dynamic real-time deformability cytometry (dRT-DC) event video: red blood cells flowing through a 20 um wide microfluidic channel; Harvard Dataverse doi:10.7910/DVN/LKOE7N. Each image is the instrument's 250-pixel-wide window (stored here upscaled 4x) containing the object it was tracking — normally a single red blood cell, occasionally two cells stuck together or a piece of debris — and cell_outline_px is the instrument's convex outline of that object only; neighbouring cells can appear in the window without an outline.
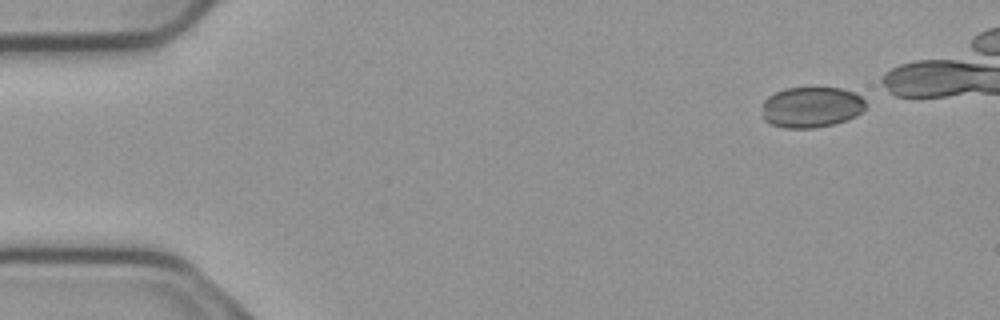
{"species": "common noctule bat (a hibernating species)", "species_latin": "Nyctalus noctula", "temperature_condition": "cold", "stored_images_in_passage": 6, "camera_frame_rate_fps": 3000, "um_per_image_px": 0.085, "animal": {"sex": "male", "body_mass_g": 23.1, "forearm_length_mm": 52.7}, "frame": {"image": 1, "passage_image": 1, "time_ms": 0.0, "image_size_px": [1000, 320], "cell_outline_px": [[864, 108], [856, 116], [832, 124], [816, 128], [784, 128], [772, 124], [764, 120], [764, 100], [768, 96], [784, 88], [840, 88], [852, 92], [860, 96], [864, 100]], "centroid_in_image_um": [68.95, 9.11], "position_along_channel_um": 16.1, "area_um2": 24.28}}
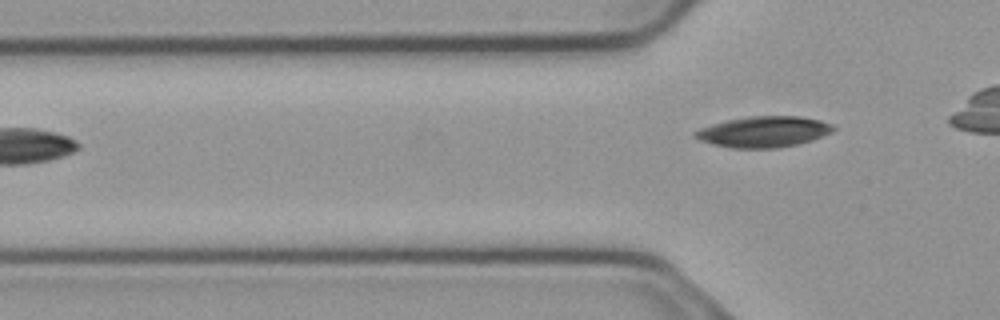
{"frame": {"image": 2, "passage_image": 6, "time_ms": 1.667, "image_size_px": [1000, 320], "cell_outline_px": [[836, 128], [832, 132], [812, 140], [796, 144], [776, 148], [732, 148], [712, 144], [700, 140], [692, 136], [692, 132], [700, 128], [712, 124], [728, 120], [748, 116], [800, 116], [820, 120], [832, 124]], "centroid_in_image_um": [64.89, 11.2], "position_along_channel_um": 60.9, "area_um2": 24.91}}